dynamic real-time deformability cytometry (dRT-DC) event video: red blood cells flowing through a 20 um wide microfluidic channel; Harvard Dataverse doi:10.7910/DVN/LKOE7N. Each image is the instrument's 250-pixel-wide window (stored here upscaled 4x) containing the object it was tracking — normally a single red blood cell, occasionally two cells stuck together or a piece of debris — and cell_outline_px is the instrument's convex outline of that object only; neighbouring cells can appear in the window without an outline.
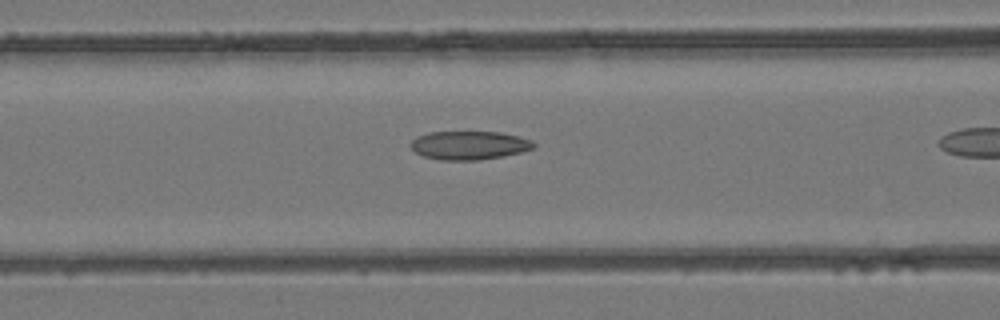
{"species": "common noctule bat (a hibernating species)", "species_latin": "Nyctalus noctula", "temperature_condition": "room temperature", "stored_images_in_passage": 11, "camera_frame_rate_fps": 3000, "um_per_image_px": 0.085, "animal": {"sex": "female", "body_mass_g": 24.6, "forearm_length_mm": 56.2}, "frame": {"image": 1, "passage_image": 7, "time_ms": 2.0, "image_size_px": [1000, 320], "cell_outline_px": [[536, 144], [532, 148], [520, 152], [504, 156], [480, 160], [440, 160], [424, 156], [416, 152], [408, 144], [416, 136], [428, 132], [500, 132], [532, 140]], "centroid_in_image_um": [39.85, 12.35], "position_along_channel_um": 126.8, "area_um2": 20.46}}
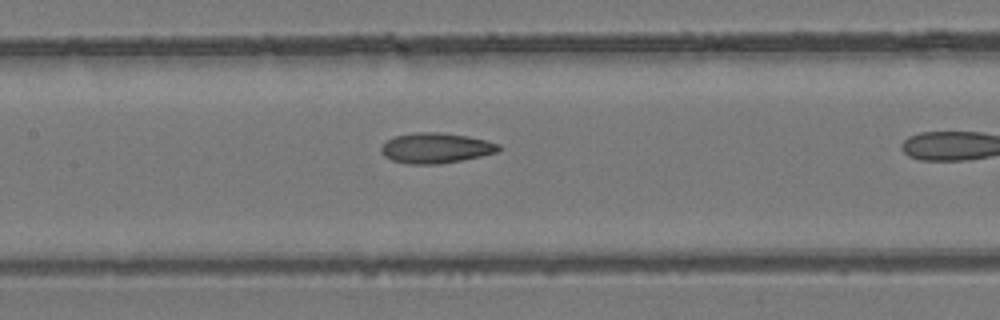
{"frame": {"image": 2, "passage_image": 10, "time_ms": 3.0, "image_size_px": [1000, 320], "cell_outline_px": [[500, 148], [496, 152], [480, 156], [440, 164], [408, 164], [392, 160], [384, 156], [380, 152], [380, 148], [388, 140], [396, 136], [416, 132], [440, 132], [468, 136], [500, 144]], "centroid_in_image_um": [37.02, 12.58], "position_along_channel_um": 170.4, "area_um2": 20.58}}